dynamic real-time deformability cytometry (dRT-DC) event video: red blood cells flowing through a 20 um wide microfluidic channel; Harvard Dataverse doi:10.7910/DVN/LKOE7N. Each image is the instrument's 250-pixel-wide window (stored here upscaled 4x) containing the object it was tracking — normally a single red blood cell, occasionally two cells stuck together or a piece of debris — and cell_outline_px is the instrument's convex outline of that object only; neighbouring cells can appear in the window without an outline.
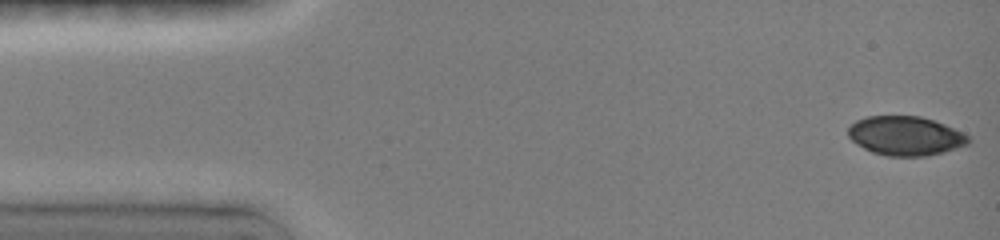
{"species": "common noctule bat (a hibernating species)", "species_latin": "Nyctalus noctula", "temperature_condition": "room temperature", "stored_images_in_passage": 17, "camera_frame_rate_fps": 3000, "um_per_image_px": 0.085, "animal": {"sex": "female", "body_mass_g": 19.0, "forearm_length_mm": 51.5}, "frame": {"image": 1, "passage_image": 1, "time_ms": 0.0, "image_size_px": [1000, 240], "cell_outline_px": [[972, 140], [968, 144], [944, 152], [928, 156], [888, 156], [872, 152], [856, 144], [848, 136], [848, 128], [856, 120], [868, 116], [920, 116], [944, 124], [968, 136]], "centroid_in_image_um": [76.95, 11.55], "position_along_channel_um": 8.0, "area_um2": 27.34}}
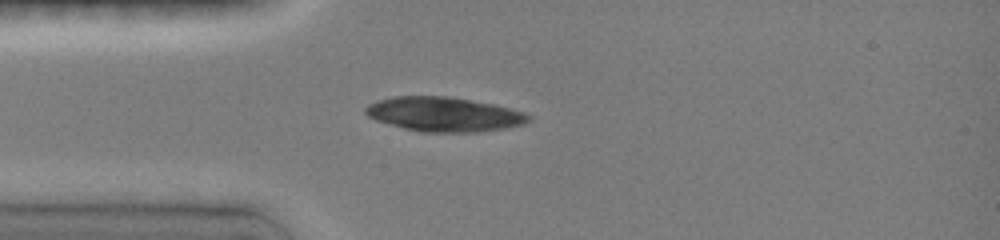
{"frame": {"image": 2, "passage_image": 16, "time_ms": 3.667, "image_size_px": [1000, 240], "cell_outline_px": [[532, 120], [524, 124], [504, 128], [480, 132], [424, 132], [404, 128], [376, 120], [368, 116], [364, 112], [364, 108], [368, 104], [376, 100], [392, 96], [448, 96], [496, 104], [524, 112], [532, 116]], "centroid_in_image_um": [37.76, 9.7], "position_along_channel_um": 47.2, "area_um2": 32.95}}